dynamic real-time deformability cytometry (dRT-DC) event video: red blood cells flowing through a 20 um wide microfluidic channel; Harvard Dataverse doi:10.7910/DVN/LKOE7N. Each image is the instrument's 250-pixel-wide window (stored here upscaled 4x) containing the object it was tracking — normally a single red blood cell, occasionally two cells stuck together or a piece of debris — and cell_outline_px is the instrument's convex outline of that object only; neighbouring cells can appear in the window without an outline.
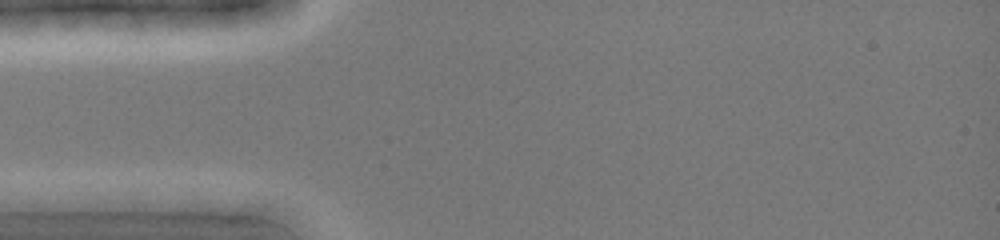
{"species": "common noctule bat (a hibernating species)", "species_latin": "Nyctalus noctula", "temperature_condition": "cold", "stored_images_in_passage": 1, "camera_frame_rate_fps": 3000, "um_per_image_px": 0.085, "animal": {"sex": "female", "body_mass_g": 19.0, "forearm_length_mm": 51.5}, "frame": {"image": 1, "passage_image": 1, "time_ms": 0.0, "image_size_px": [1000, 240], "cell_outline_px": [[276, 200], [244, 216], [220, 216], [156, 212], [152, 200], [160, 192], [208, 192], [268, 196]], "centroid_in_image_um": [17.79, 17.29], "position_along_channel_um": 67.2, "area_um2": 16.99}}